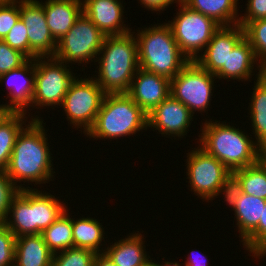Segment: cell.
Listing matches in <instances>:
<instances>
[{
	"instance_id": "1",
	"label": "cell",
	"mask_w": 266,
	"mask_h": 266,
	"mask_svg": "<svg viewBox=\"0 0 266 266\" xmlns=\"http://www.w3.org/2000/svg\"><path fill=\"white\" fill-rule=\"evenodd\" d=\"M31 119L19 133L5 170L15 186L21 181L35 182L37 185L48 183L47 180L54 178L51 163L53 159L42 118L36 116Z\"/></svg>"
},
{
	"instance_id": "2",
	"label": "cell",
	"mask_w": 266,
	"mask_h": 266,
	"mask_svg": "<svg viewBox=\"0 0 266 266\" xmlns=\"http://www.w3.org/2000/svg\"><path fill=\"white\" fill-rule=\"evenodd\" d=\"M129 32L106 36L95 62L98 78L93 77L106 94L128 93L132 79L139 69L137 40Z\"/></svg>"
},
{
	"instance_id": "3",
	"label": "cell",
	"mask_w": 266,
	"mask_h": 266,
	"mask_svg": "<svg viewBox=\"0 0 266 266\" xmlns=\"http://www.w3.org/2000/svg\"><path fill=\"white\" fill-rule=\"evenodd\" d=\"M201 128L200 147L222 162L231 173L256 164L264 156L257 143L249 139L252 137L239 128L216 120H206Z\"/></svg>"
},
{
	"instance_id": "4",
	"label": "cell",
	"mask_w": 266,
	"mask_h": 266,
	"mask_svg": "<svg viewBox=\"0 0 266 266\" xmlns=\"http://www.w3.org/2000/svg\"><path fill=\"white\" fill-rule=\"evenodd\" d=\"M137 31L139 68L171 80L190 62L179 48L168 23Z\"/></svg>"
},
{
	"instance_id": "5",
	"label": "cell",
	"mask_w": 266,
	"mask_h": 266,
	"mask_svg": "<svg viewBox=\"0 0 266 266\" xmlns=\"http://www.w3.org/2000/svg\"><path fill=\"white\" fill-rule=\"evenodd\" d=\"M147 130V114L127 93L106 94L93 126L86 133L90 138L117 139Z\"/></svg>"
},
{
	"instance_id": "6",
	"label": "cell",
	"mask_w": 266,
	"mask_h": 266,
	"mask_svg": "<svg viewBox=\"0 0 266 266\" xmlns=\"http://www.w3.org/2000/svg\"><path fill=\"white\" fill-rule=\"evenodd\" d=\"M190 151L187 158V175L191 190L205 201L213 200L224 193V197L231 185V171L214 156L200 147Z\"/></svg>"
},
{
	"instance_id": "7",
	"label": "cell",
	"mask_w": 266,
	"mask_h": 266,
	"mask_svg": "<svg viewBox=\"0 0 266 266\" xmlns=\"http://www.w3.org/2000/svg\"><path fill=\"white\" fill-rule=\"evenodd\" d=\"M178 4L179 13L168 24L183 54L190 61H196L199 52L205 50L213 34L221 26L206 15L189 8L181 0Z\"/></svg>"
},
{
	"instance_id": "8",
	"label": "cell",
	"mask_w": 266,
	"mask_h": 266,
	"mask_svg": "<svg viewBox=\"0 0 266 266\" xmlns=\"http://www.w3.org/2000/svg\"><path fill=\"white\" fill-rule=\"evenodd\" d=\"M67 68L66 63L55 57L35 58L34 92L31 101L34 107H55L62 104L70 83L77 78Z\"/></svg>"
},
{
	"instance_id": "9",
	"label": "cell",
	"mask_w": 266,
	"mask_h": 266,
	"mask_svg": "<svg viewBox=\"0 0 266 266\" xmlns=\"http://www.w3.org/2000/svg\"><path fill=\"white\" fill-rule=\"evenodd\" d=\"M105 95L94 78H75L60 107H63L70 124L83 127L86 135L95 122Z\"/></svg>"
},
{
	"instance_id": "10",
	"label": "cell",
	"mask_w": 266,
	"mask_h": 266,
	"mask_svg": "<svg viewBox=\"0 0 266 266\" xmlns=\"http://www.w3.org/2000/svg\"><path fill=\"white\" fill-rule=\"evenodd\" d=\"M105 37L82 13L70 30L58 41L54 57L67 64L96 60Z\"/></svg>"
},
{
	"instance_id": "11",
	"label": "cell",
	"mask_w": 266,
	"mask_h": 266,
	"mask_svg": "<svg viewBox=\"0 0 266 266\" xmlns=\"http://www.w3.org/2000/svg\"><path fill=\"white\" fill-rule=\"evenodd\" d=\"M215 77L196 61H190L171 79L170 95L184 104L192 114L194 111L205 112L210 106Z\"/></svg>"
},
{
	"instance_id": "12",
	"label": "cell",
	"mask_w": 266,
	"mask_h": 266,
	"mask_svg": "<svg viewBox=\"0 0 266 266\" xmlns=\"http://www.w3.org/2000/svg\"><path fill=\"white\" fill-rule=\"evenodd\" d=\"M19 9L29 39V59L54 57L58 41L48 28L43 6L37 0H19Z\"/></svg>"
},
{
	"instance_id": "13",
	"label": "cell",
	"mask_w": 266,
	"mask_h": 266,
	"mask_svg": "<svg viewBox=\"0 0 266 266\" xmlns=\"http://www.w3.org/2000/svg\"><path fill=\"white\" fill-rule=\"evenodd\" d=\"M244 37V29L239 24L221 26L196 62L209 73L215 74V79H227L228 54Z\"/></svg>"
},
{
	"instance_id": "14",
	"label": "cell",
	"mask_w": 266,
	"mask_h": 266,
	"mask_svg": "<svg viewBox=\"0 0 266 266\" xmlns=\"http://www.w3.org/2000/svg\"><path fill=\"white\" fill-rule=\"evenodd\" d=\"M192 119L193 114L190 110L179 100L169 95L147 114V127L156 128L155 130L161 132L162 135L182 138L186 135Z\"/></svg>"
},
{
	"instance_id": "15",
	"label": "cell",
	"mask_w": 266,
	"mask_h": 266,
	"mask_svg": "<svg viewBox=\"0 0 266 266\" xmlns=\"http://www.w3.org/2000/svg\"><path fill=\"white\" fill-rule=\"evenodd\" d=\"M170 93L171 80L169 78L139 68L127 94L146 114H149Z\"/></svg>"
},
{
	"instance_id": "16",
	"label": "cell",
	"mask_w": 266,
	"mask_h": 266,
	"mask_svg": "<svg viewBox=\"0 0 266 266\" xmlns=\"http://www.w3.org/2000/svg\"><path fill=\"white\" fill-rule=\"evenodd\" d=\"M28 75L29 78L26 77ZM34 78L35 59H28L22 66L0 75V83L3 81L7 82L6 86H8L9 90L10 104H2L7 112L27 114L25 107L28 108V106H32ZM15 79H17L16 82H18L19 79L23 80V82L19 80V83L15 84L16 82L13 83Z\"/></svg>"
},
{
	"instance_id": "17",
	"label": "cell",
	"mask_w": 266,
	"mask_h": 266,
	"mask_svg": "<svg viewBox=\"0 0 266 266\" xmlns=\"http://www.w3.org/2000/svg\"><path fill=\"white\" fill-rule=\"evenodd\" d=\"M123 8L120 0H82L83 14L105 36L124 35L131 32L132 29L127 28L126 24L123 25Z\"/></svg>"
},
{
	"instance_id": "18",
	"label": "cell",
	"mask_w": 266,
	"mask_h": 266,
	"mask_svg": "<svg viewBox=\"0 0 266 266\" xmlns=\"http://www.w3.org/2000/svg\"><path fill=\"white\" fill-rule=\"evenodd\" d=\"M225 201L233 208L239 235L243 241L259 224L266 200L240 192L232 183L226 193Z\"/></svg>"
},
{
	"instance_id": "19",
	"label": "cell",
	"mask_w": 266,
	"mask_h": 266,
	"mask_svg": "<svg viewBox=\"0 0 266 266\" xmlns=\"http://www.w3.org/2000/svg\"><path fill=\"white\" fill-rule=\"evenodd\" d=\"M20 189L12 198L3 224L15 235H36L35 208H32V188ZM12 213V214H11ZM13 218H8V215ZM13 219V220H11Z\"/></svg>"
},
{
	"instance_id": "20",
	"label": "cell",
	"mask_w": 266,
	"mask_h": 266,
	"mask_svg": "<svg viewBox=\"0 0 266 266\" xmlns=\"http://www.w3.org/2000/svg\"><path fill=\"white\" fill-rule=\"evenodd\" d=\"M45 11L46 21L52 36L59 41L82 15L81 0L38 1Z\"/></svg>"
},
{
	"instance_id": "21",
	"label": "cell",
	"mask_w": 266,
	"mask_h": 266,
	"mask_svg": "<svg viewBox=\"0 0 266 266\" xmlns=\"http://www.w3.org/2000/svg\"><path fill=\"white\" fill-rule=\"evenodd\" d=\"M53 255L41 234L15 238L14 266H52Z\"/></svg>"
},
{
	"instance_id": "22",
	"label": "cell",
	"mask_w": 266,
	"mask_h": 266,
	"mask_svg": "<svg viewBox=\"0 0 266 266\" xmlns=\"http://www.w3.org/2000/svg\"><path fill=\"white\" fill-rule=\"evenodd\" d=\"M142 236L140 233H133L110 245L106 250H101L116 266H144L150 257H147V252L144 251L146 247Z\"/></svg>"
},
{
	"instance_id": "23",
	"label": "cell",
	"mask_w": 266,
	"mask_h": 266,
	"mask_svg": "<svg viewBox=\"0 0 266 266\" xmlns=\"http://www.w3.org/2000/svg\"><path fill=\"white\" fill-rule=\"evenodd\" d=\"M231 183L244 194L266 200V159L233 171Z\"/></svg>"
},
{
	"instance_id": "24",
	"label": "cell",
	"mask_w": 266,
	"mask_h": 266,
	"mask_svg": "<svg viewBox=\"0 0 266 266\" xmlns=\"http://www.w3.org/2000/svg\"><path fill=\"white\" fill-rule=\"evenodd\" d=\"M189 8L213 19L220 26L239 23L237 1L239 0H181ZM238 17V18H237ZM232 24V25H231Z\"/></svg>"
},
{
	"instance_id": "25",
	"label": "cell",
	"mask_w": 266,
	"mask_h": 266,
	"mask_svg": "<svg viewBox=\"0 0 266 266\" xmlns=\"http://www.w3.org/2000/svg\"><path fill=\"white\" fill-rule=\"evenodd\" d=\"M257 61L253 48L244 37L228 54L227 79L249 80Z\"/></svg>"
},
{
	"instance_id": "26",
	"label": "cell",
	"mask_w": 266,
	"mask_h": 266,
	"mask_svg": "<svg viewBox=\"0 0 266 266\" xmlns=\"http://www.w3.org/2000/svg\"><path fill=\"white\" fill-rule=\"evenodd\" d=\"M258 76V77H257ZM257 80L253 88L250 105V119L252 121L255 143L266 151V83L260 78V70L256 74Z\"/></svg>"
},
{
	"instance_id": "27",
	"label": "cell",
	"mask_w": 266,
	"mask_h": 266,
	"mask_svg": "<svg viewBox=\"0 0 266 266\" xmlns=\"http://www.w3.org/2000/svg\"><path fill=\"white\" fill-rule=\"evenodd\" d=\"M61 203L51 194L32 189V208H35L36 235L50 227L65 212L67 207L64 203Z\"/></svg>"
},
{
	"instance_id": "28",
	"label": "cell",
	"mask_w": 266,
	"mask_h": 266,
	"mask_svg": "<svg viewBox=\"0 0 266 266\" xmlns=\"http://www.w3.org/2000/svg\"><path fill=\"white\" fill-rule=\"evenodd\" d=\"M25 113L7 112L0 120V170L8 167L13 147L22 131Z\"/></svg>"
},
{
	"instance_id": "29",
	"label": "cell",
	"mask_w": 266,
	"mask_h": 266,
	"mask_svg": "<svg viewBox=\"0 0 266 266\" xmlns=\"http://www.w3.org/2000/svg\"><path fill=\"white\" fill-rule=\"evenodd\" d=\"M100 224L97 219L90 217L76 219V221L72 218L73 247L90 249L97 254L103 253L99 246L105 233Z\"/></svg>"
},
{
	"instance_id": "30",
	"label": "cell",
	"mask_w": 266,
	"mask_h": 266,
	"mask_svg": "<svg viewBox=\"0 0 266 266\" xmlns=\"http://www.w3.org/2000/svg\"><path fill=\"white\" fill-rule=\"evenodd\" d=\"M67 212L66 209L50 227L41 232L44 242L53 254L73 248L72 219Z\"/></svg>"
},
{
	"instance_id": "31",
	"label": "cell",
	"mask_w": 266,
	"mask_h": 266,
	"mask_svg": "<svg viewBox=\"0 0 266 266\" xmlns=\"http://www.w3.org/2000/svg\"><path fill=\"white\" fill-rule=\"evenodd\" d=\"M243 29L245 38L253 48L258 60L257 68L261 70V64L266 60V19L249 22Z\"/></svg>"
},
{
	"instance_id": "32",
	"label": "cell",
	"mask_w": 266,
	"mask_h": 266,
	"mask_svg": "<svg viewBox=\"0 0 266 266\" xmlns=\"http://www.w3.org/2000/svg\"><path fill=\"white\" fill-rule=\"evenodd\" d=\"M57 253L53 255L52 266H93L97 255L93 250L75 247Z\"/></svg>"
},
{
	"instance_id": "33",
	"label": "cell",
	"mask_w": 266,
	"mask_h": 266,
	"mask_svg": "<svg viewBox=\"0 0 266 266\" xmlns=\"http://www.w3.org/2000/svg\"><path fill=\"white\" fill-rule=\"evenodd\" d=\"M243 246L256 258L266 255V205L258 226L243 240Z\"/></svg>"
},
{
	"instance_id": "34",
	"label": "cell",
	"mask_w": 266,
	"mask_h": 266,
	"mask_svg": "<svg viewBox=\"0 0 266 266\" xmlns=\"http://www.w3.org/2000/svg\"><path fill=\"white\" fill-rule=\"evenodd\" d=\"M21 185L15 186L6 171L0 170V223H3L7 217L12 198L20 189H25Z\"/></svg>"
},
{
	"instance_id": "35",
	"label": "cell",
	"mask_w": 266,
	"mask_h": 266,
	"mask_svg": "<svg viewBox=\"0 0 266 266\" xmlns=\"http://www.w3.org/2000/svg\"><path fill=\"white\" fill-rule=\"evenodd\" d=\"M28 58L0 40V75L22 66Z\"/></svg>"
},
{
	"instance_id": "36",
	"label": "cell",
	"mask_w": 266,
	"mask_h": 266,
	"mask_svg": "<svg viewBox=\"0 0 266 266\" xmlns=\"http://www.w3.org/2000/svg\"><path fill=\"white\" fill-rule=\"evenodd\" d=\"M3 41L29 59V39L27 29L21 19L9 31Z\"/></svg>"
},
{
	"instance_id": "37",
	"label": "cell",
	"mask_w": 266,
	"mask_h": 266,
	"mask_svg": "<svg viewBox=\"0 0 266 266\" xmlns=\"http://www.w3.org/2000/svg\"><path fill=\"white\" fill-rule=\"evenodd\" d=\"M15 235L0 223V266H14Z\"/></svg>"
},
{
	"instance_id": "38",
	"label": "cell",
	"mask_w": 266,
	"mask_h": 266,
	"mask_svg": "<svg viewBox=\"0 0 266 266\" xmlns=\"http://www.w3.org/2000/svg\"><path fill=\"white\" fill-rule=\"evenodd\" d=\"M19 19V0L9 4H0V40L5 38Z\"/></svg>"
},
{
	"instance_id": "39",
	"label": "cell",
	"mask_w": 266,
	"mask_h": 266,
	"mask_svg": "<svg viewBox=\"0 0 266 266\" xmlns=\"http://www.w3.org/2000/svg\"><path fill=\"white\" fill-rule=\"evenodd\" d=\"M246 14L239 18V25L244 27L247 23L266 19V0H248Z\"/></svg>"
},
{
	"instance_id": "40",
	"label": "cell",
	"mask_w": 266,
	"mask_h": 266,
	"mask_svg": "<svg viewBox=\"0 0 266 266\" xmlns=\"http://www.w3.org/2000/svg\"><path fill=\"white\" fill-rule=\"evenodd\" d=\"M175 1V2H174ZM179 0H140V3L144 5L145 8L152 11H163L172 3H177Z\"/></svg>"
},
{
	"instance_id": "41",
	"label": "cell",
	"mask_w": 266,
	"mask_h": 266,
	"mask_svg": "<svg viewBox=\"0 0 266 266\" xmlns=\"http://www.w3.org/2000/svg\"><path fill=\"white\" fill-rule=\"evenodd\" d=\"M93 266H116L104 253L96 255Z\"/></svg>"
},
{
	"instance_id": "42",
	"label": "cell",
	"mask_w": 266,
	"mask_h": 266,
	"mask_svg": "<svg viewBox=\"0 0 266 266\" xmlns=\"http://www.w3.org/2000/svg\"><path fill=\"white\" fill-rule=\"evenodd\" d=\"M192 254H190V255H192ZM191 257L192 256H190V257L188 256V260H186L185 266H207L208 265L207 261L205 260L206 258L205 257L203 258V256H202V258H203L202 260L198 256L197 257L199 259L196 256H195L196 258L195 257L191 258Z\"/></svg>"
},
{
	"instance_id": "43",
	"label": "cell",
	"mask_w": 266,
	"mask_h": 266,
	"mask_svg": "<svg viewBox=\"0 0 266 266\" xmlns=\"http://www.w3.org/2000/svg\"><path fill=\"white\" fill-rule=\"evenodd\" d=\"M149 261L151 262L152 266H180V264L177 262L175 263V262L165 261L164 262L165 264L161 265L160 263L158 264V262L154 263L153 260H151V258L149 259Z\"/></svg>"
},
{
	"instance_id": "44",
	"label": "cell",
	"mask_w": 266,
	"mask_h": 266,
	"mask_svg": "<svg viewBox=\"0 0 266 266\" xmlns=\"http://www.w3.org/2000/svg\"><path fill=\"white\" fill-rule=\"evenodd\" d=\"M260 76H266V60L261 64Z\"/></svg>"
},
{
	"instance_id": "45",
	"label": "cell",
	"mask_w": 266,
	"mask_h": 266,
	"mask_svg": "<svg viewBox=\"0 0 266 266\" xmlns=\"http://www.w3.org/2000/svg\"><path fill=\"white\" fill-rule=\"evenodd\" d=\"M7 113V111L4 109L3 105H0V120L1 118Z\"/></svg>"
},
{
	"instance_id": "46",
	"label": "cell",
	"mask_w": 266,
	"mask_h": 266,
	"mask_svg": "<svg viewBox=\"0 0 266 266\" xmlns=\"http://www.w3.org/2000/svg\"><path fill=\"white\" fill-rule=\"evenodd\" d=\"M18 0H0V4H9V3H12V2H16Z\"/></svg>"
},
{
	"instance_id": "47",
	"label": "cell",
	"mask_w": 266,
	"mask_h": 266,
	"mask_svg": "<svg viewBox=\"0 0 266 266\" xmlns=\"http://www.w3.org/2000/svg\"><path fill=\"white\" fill-rule=\"evenodd\" d=\"M260 78L266 83V76H260Z\"/></svg>"
},
{
	"instance_id": "48",
	"label": "cell",
	"mask_w": 266,
	"mask_h": 266,
	"mask_svg": "<svg viewBox=\"0 0 266 266\" xmlns=\"http://www.w3.org/2000/svg\"><path fill=\"white\" fill-rule=\"evenodd\" d=\"M144 266H152L151 262L149 261L147 264H145Z\"/></svg>"
}]
</instances>
